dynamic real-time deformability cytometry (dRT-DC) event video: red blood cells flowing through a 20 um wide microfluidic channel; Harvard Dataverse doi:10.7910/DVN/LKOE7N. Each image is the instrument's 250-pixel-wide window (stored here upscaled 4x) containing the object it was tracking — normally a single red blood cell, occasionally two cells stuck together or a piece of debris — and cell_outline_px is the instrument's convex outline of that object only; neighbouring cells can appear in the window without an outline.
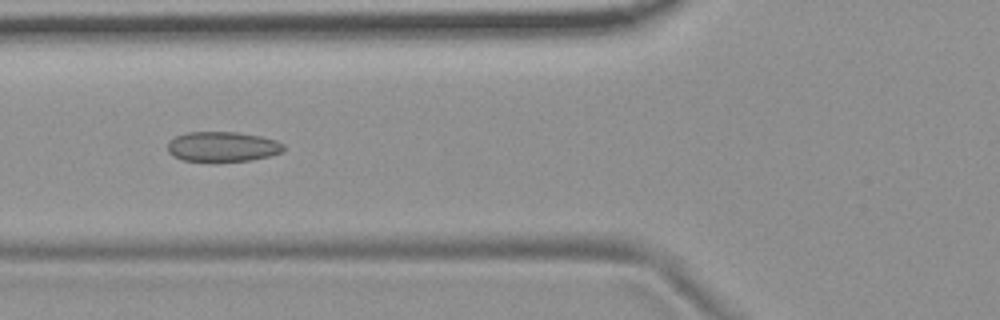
{"species": "common noctule bat (a hibernating species)", "species_latin": "Nyctalus noctula", "temperature_condition": "room temperature", "stored_images_in_passage": 24, "camera_frame_rate_fps": 3000, "um_per_image_px": 0.085, "animal": {"sex": "female", "body_mass_g": 19.9}, "frame": {"image": 1, "passage_image": 8, "time_ms": 2.333, "image_size_px": [1000, 320], "cell_outline_px": [[284, 152], [252, 160], [216, 164], [212, 164], [184, 160], [172, 156], [168, 152], [168, 144], [176, 136], [188, 132], [236, 132], [260, 136], [276, 140], [284, 144]], "centroid_in_image_um": [18.92, 12.51], "position_along_channel_um": 106.9, "area_um2": 20.98}}
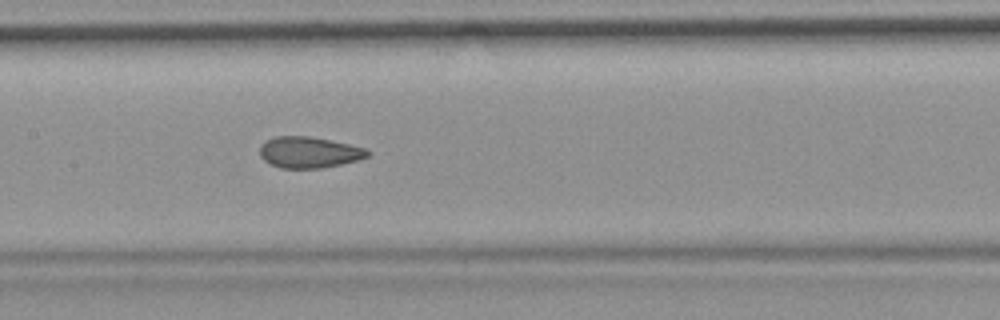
{"frame": {"image": 2, "passage_image": 14, "time_ms": 4.333, "image_size_px": [1000, 320], "cell_outline_px": [[372, 152], [368, 156], [356, 160], [340, 164], [320, 168], [280, 168], [264, 160], [260, 156], [260, 148], [268, 140], [276, 136], [308, 136], [348, 144], [364, 148]], "centroid_in_image_um": [26.27, 12.95], "position_along_channel_um": 181.1, "area_um2": 19.19}}
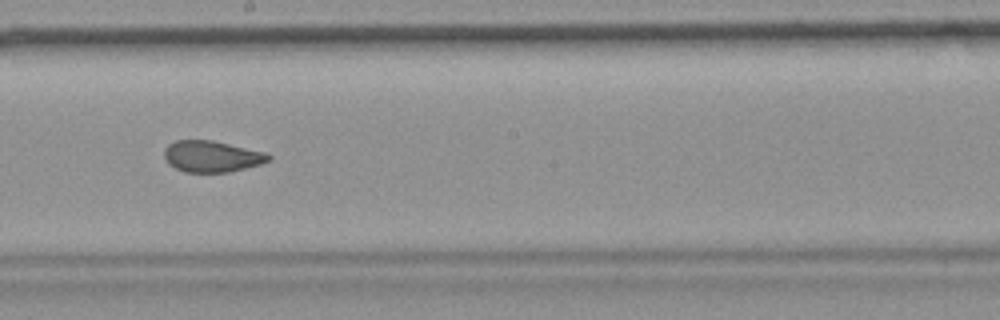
{"frame": {"image": 3, "passage_image": 18, "time_ms": 5.667, "image_size_px": [1000, 320], "cell_outline_px": [[272, 160], [260, 164], [228, 172], [184, 172], [168, 164], [164, 160], [164, 148], [168, 144], [176, 140], [212, 140], [264, 152], [272, 156]], "centroid_in_image_um": [17.97, 13.29], "position_along_channel_um": 230.2, "area_um2": 19.07}}